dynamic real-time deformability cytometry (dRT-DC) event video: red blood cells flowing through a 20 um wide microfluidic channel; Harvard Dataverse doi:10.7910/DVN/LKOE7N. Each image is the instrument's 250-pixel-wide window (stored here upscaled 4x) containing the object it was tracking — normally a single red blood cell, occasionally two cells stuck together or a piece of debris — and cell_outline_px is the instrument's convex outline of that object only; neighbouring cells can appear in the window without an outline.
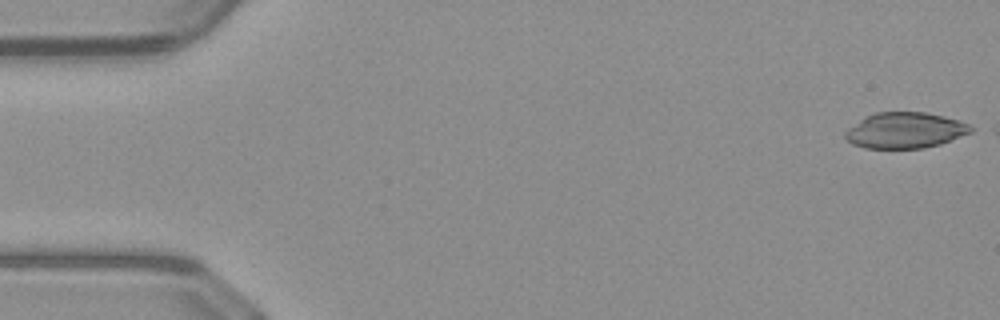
{"species": "common noctule bat (a hibernating species)", "species_latin": "Nyctalus noctula", "temperature_condition": "warm", "stored_images_in_passage": 7, "camera_frame_rate_fps": 3000, "um_per_image_px": 0.085, "animal": {"sex": "male", "body_mass_g": 23.1, "forearm_length_mm": 52.7}, "frame": {"image": 1, "passage_image": 1, "time_ms": 0.0, "image_size_px": [1000, 320], "cell_outline_px": [[976, 128], [972, 132], [940, 144], [924, 148], [864, 148], [852, 144], [844, 136], [844, 132], [848, 128], [864, 116], [876, 112], [924, 112], [944, 116], [960, 120]], "centroid_in_image_um": [76.94, 11.07], "position_along_channel_um": 8.1, "area_um2": 26.41}}